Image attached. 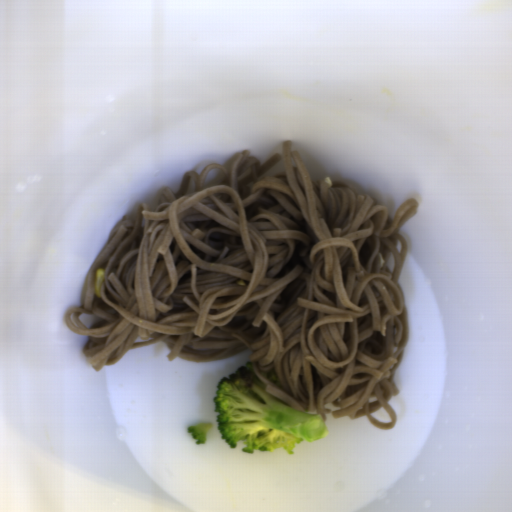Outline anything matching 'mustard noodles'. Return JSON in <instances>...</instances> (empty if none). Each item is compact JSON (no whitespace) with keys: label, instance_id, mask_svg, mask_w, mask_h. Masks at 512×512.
<instances>
[{"label":"mustard noodles","instance_id":"1","mask_svg":"<svg viewBox=\"0 0 512 512\" xmlns=\"http://www.w3.org/2000/svg\"><path fill=\"white\" fill-rule=\"evenodd\" d=\"M292 143L262 164L244 149L186 171L177 191L159 187L154 205L122 215L86 272L84 303L63 322L87 337L81 351L98 372L157 343L169 362L199 364L249 348L265 391L297 411L394 429L411 329L401 228L418 201L391 217L346 183L314 179ZM272 368L283 388L261 373ZM381 407L389 424L370 415Z\"/></svg>","mask_w":512,"mask_h":512}]
</instances>
